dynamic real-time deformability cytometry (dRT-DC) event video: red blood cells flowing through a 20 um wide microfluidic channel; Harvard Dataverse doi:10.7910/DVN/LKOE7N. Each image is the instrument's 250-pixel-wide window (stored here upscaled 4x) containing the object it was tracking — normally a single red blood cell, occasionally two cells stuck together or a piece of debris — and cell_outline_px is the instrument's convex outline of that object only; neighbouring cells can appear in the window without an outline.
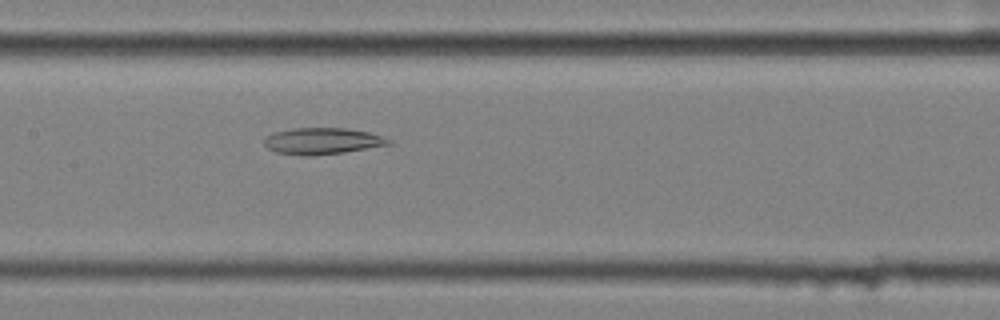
{"species": "common noctule bat (a hibernating species)", "species_latin": "Nyctalus noctula", "temperature_condition": "cold", "stored_images_in_passage": 44, "camera_frame_rate_fps": 3000, "um_per_image_px": 0.085, "animal": {"sex": "female", "body_mass_g": 25.1}, "frame": {"image": 1, "passage_image": 22, "time_ms": 7.0, "image_size_px": [1000, 320], "cell_outline_px": [[392, 144], [344, 152], [308, 156], [276, 152], [268, 148], [264, 144], [264, 136], [276, 132], [296, 128], [344, 128], [368, 132], [392, 140]], "centroid_in_image_um": [27.39, 11.99], "position_along_channel_um": 180.0, "area_um2": 18.96}}
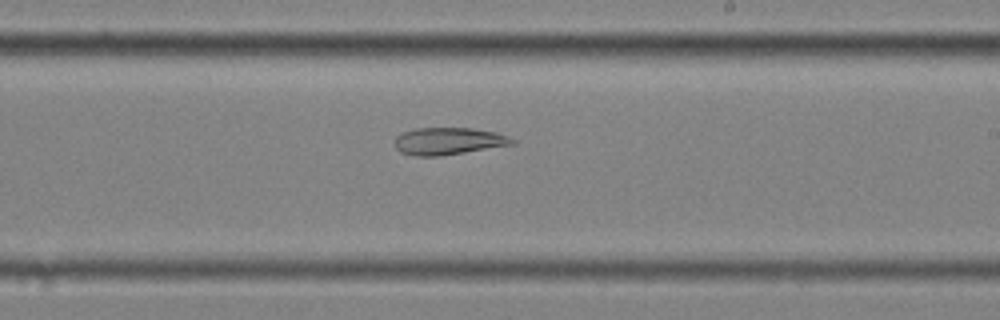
{"frame": {"image": 2, "passage_image": 28, "time_ms": 9.0, "image_size_px": [1000, 320], "cell_outline_px": [[516, 144], [440, 156], [416, 156], [400, 152], [396, 148], [396, 136], [400, 132], [416, 128], [472, 128], [496, 132], [516, 140]], "centroid_in_image_um": [38.12, 11.99], "position_along_channel_um": 250.9, "area_um2": 18.67}}
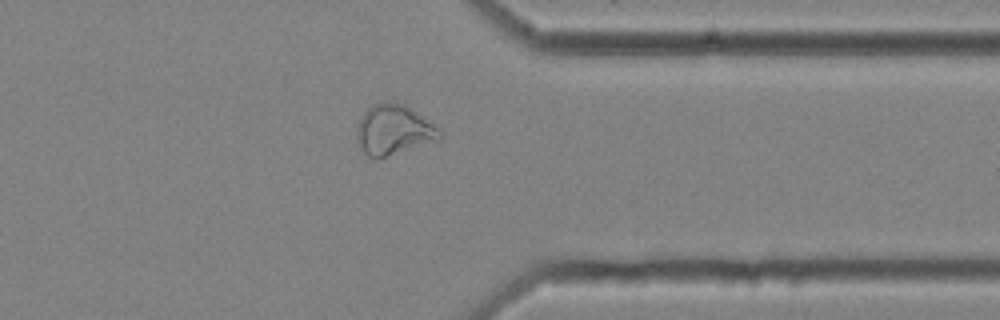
{"frame": {"image": 3, "passage_image": 39, "time_ms": 12.667, "image_size_px": [1000, 320], "cell_outline_px": [[444, 136], [440, 140], [384, 156], [368, 156], [364, 152], [356, 136], [356, 128], [364, 112], [372, 104], [404, 104], [432, 124]], "centroid_in_image_um": [33.46, 11.05], "position_along_channel_um": 377.9, "area_um2": 23.12}, "authors_computed_cell_mechanics": {"area_um2": 21.3571, "velocity_mm_per_s": 3.556, "shape_relaxation_time_tau1_ms": null, "shape_relaxation_time_tau2_ms": 7.8181, "deformation_change_tau1": null, "deformation_change_tau2": 0.1587}}